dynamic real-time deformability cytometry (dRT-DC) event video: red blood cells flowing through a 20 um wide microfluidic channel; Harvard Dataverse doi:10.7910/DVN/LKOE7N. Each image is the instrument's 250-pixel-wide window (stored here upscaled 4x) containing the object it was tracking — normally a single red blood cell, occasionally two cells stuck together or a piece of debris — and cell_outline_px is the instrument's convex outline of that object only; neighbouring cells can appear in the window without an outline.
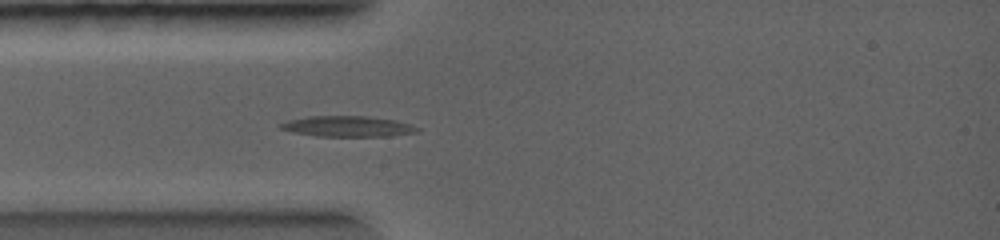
{"species": "common noctule bat (a hibernating species)", "species_latin": "Nyctalus noctula", "temperature_condition": "warm", "stored_images_in_passage": 14, "camera_frame_rate_fps": 5000, "um_per_image_px": 0.085, "animal": {"sex": "female", "body_mass_g": 19.0, "forearm_length_mm": 56.7}, "frame": {"image": 1, "passage_image": 5, "time_ms": 1.8, "image_size_px": [1000, 240], "cell_outline_px": [[420, 132], [388, 136], [316, 136], [292, 132], [280, 128], [280, 124], [288, 120], [308, 116], [368, 116], [396, 120], [412, 124], [420, 128]], "centroid_in_image_um": [29.6, 10.74], "position_along_channel_um": 55.4, "area_um2": 16.59}}
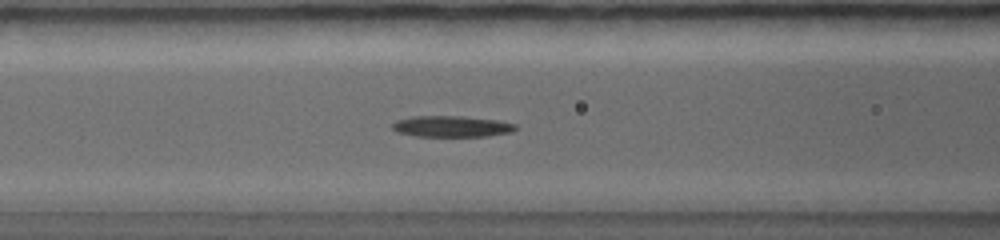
{"frame": {"image": 2, "passage_image": 8, "time_ms": 3.0, "image_size_px": [1000, 240], "cell_outline_px": [[516, 128], [512, 132], [488, 136], [416, 136], [400, 132], [392, 128], [392, 124], [396, 120], [412, 116], [464, 116], [496, 120], [516, 124]], "centroid_in_image_um": [38.4, 10.74], "position_along_channel_um": 128.2, "area_um2": 15.09}}
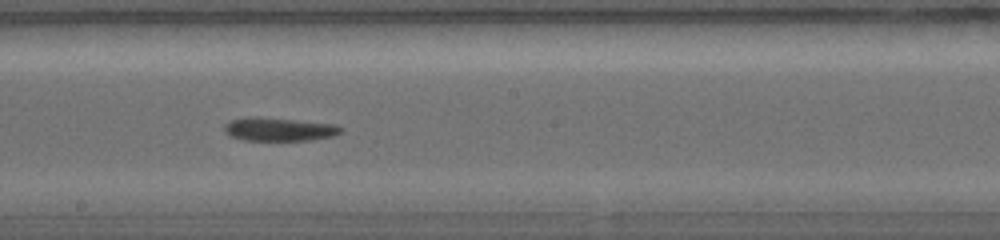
{"frame": {"image": 3, "passage_image": 12, "time_ms": 4.6, "image_size_px": [1000, 240], "cell_outline_px": [[344, 128], [336, 136], [312, 140], [248, 140], [232, 136], [224, 132], [224, 124], [232, 120], [248, 116], [256, 116], [336, 124]], "centroid_in_image_um": [23.76, 10.98], "position_along_channel_um": 224.4, "area_um2": 15.95}}